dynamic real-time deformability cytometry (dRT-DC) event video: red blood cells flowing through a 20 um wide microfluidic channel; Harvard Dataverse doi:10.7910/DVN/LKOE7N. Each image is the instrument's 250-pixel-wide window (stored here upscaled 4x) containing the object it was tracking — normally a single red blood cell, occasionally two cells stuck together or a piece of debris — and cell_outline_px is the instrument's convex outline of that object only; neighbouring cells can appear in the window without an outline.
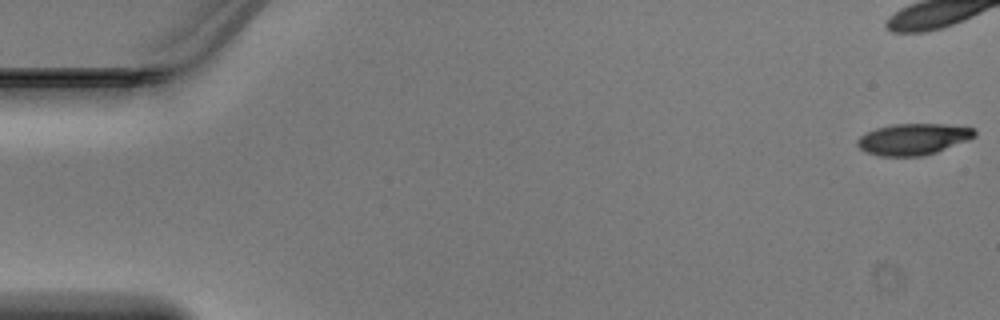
{"species": "Egyptian fruit bat (a non-hibernating species)", "species_latin": "Rousettus aegyptiacus", "temperature_condition": "warm", "stored_images_in_passage": 38, "camera_frame_rate_fps": 3000, "um_per_image_px": 0.085, "animal": {"sex": "male"}, "frame": {"image": 1, "passage_image": 1, "time_ms": 0.0, "image_size_px": [1000, 320], "cell_outline_px": [[976, 136], [968, 140], [936, 152], [920, 156], [880, 156], [868, 152], [860, 148], [856, 144], [856, 140], [860, 136], [876, 128], [892, 124], [948, 124], [976, 128]], "centroid_in_image_um": [77.65, 11.82], "position_along_channel_um": 7.4, "area_um2": 21.39}}
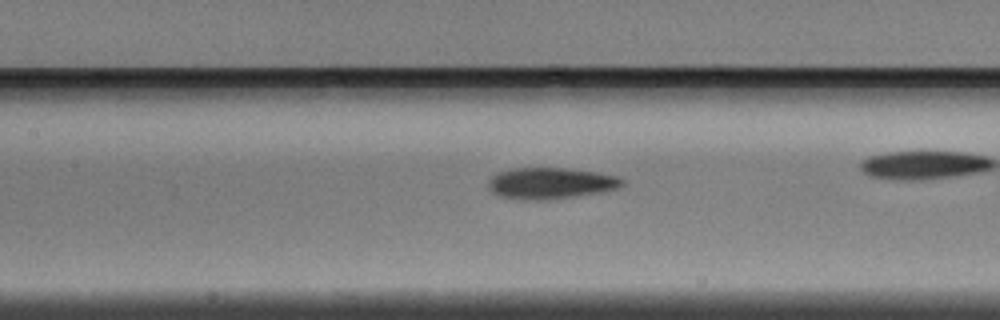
{"frame": {"image": 2, "passage_image": 22, "time_ms": 7.0, "image_size_px": [1000, 320], "cell_outline_px": [[624, 184], [620, 188], [600, 192], [572, 196], [536, 200], [532, 200], [500, 196], [492, 192], [488, 188], [488, 180], [492, 176], [500, 172], [516, 168], [564, 168], [596, 172], [616, 176], [624, 180]], "centroid_in_image_um": [46.81, 15.56], "position_along_channel_um": 160.6, "area_um2": 23.99}}